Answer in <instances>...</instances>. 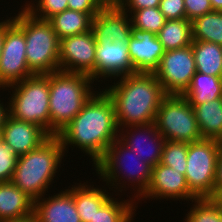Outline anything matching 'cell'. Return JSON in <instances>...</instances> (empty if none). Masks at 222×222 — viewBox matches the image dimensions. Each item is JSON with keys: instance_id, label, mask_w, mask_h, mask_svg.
Returning a JSON list of instances; mask_svg holds the SVG:
<instances>
[{"instance_id": "obj_17", "label": "cell", "mask_w": 222, "mask_h": 222, "mask_svg": "<svg viewBox=\"0 0 222 222\" xmlns=\"http://www.w3.org/2000/svg\"><path fill=\"white\" fill-rule=\"evenodd\" d=\"M129 127H130V130L126 129V132H127L126 134H123L124 131L119 132L118 137H120V138H118V139L124 145H126L128 148L132 149L140 158H142L143 162L149 163L150 165H152L154 167L161 160V155H162L163 147H164L166 140L163 138V136L157 130L155 123H151V124H147V125L127 126V128H129ZM129 131H130V133H129ZM144 134H146V135H144ZM145 136H147L149 138L147 139V137H145ZM141 138H143V140ZM144 139L145 140L147 139V140L144 141ZM141 141H143V142L149 141V143H151V145L149 143L147 144V147L150 145V147L148 149H146L147 152L145 151L146 143L144 144Z\"/></svg>"}, {"instance_id": "obj_9", "label": "cell", "mask_w": 222, "mask_h": 222, "mask_svg": "<svg viewBox=\"0 0 222 222\" xmlns=\"http://www.w3.org/2000/svg\"><path fill=\"white\" fill-rule=\"evenodd\" d=\"M220 141L201 139L188 143L185 179L197 198H211L215 193V177Z\"/></svg>"}, {"instance_id": "obj_25", "label": "cell", "mask_w": 222, "mask_h": 222, "mask_svg": "<svg viewBox=\"0 0 222 222\" xmlns=\"http://www.w3.org/2000/svg\"><path fill=\"white\" fill-rule=\"evenodd\" d=\"M191 46L196 63V71L222 77V46L200 40H193Z\"/></svg>"}, {"instance_id": "obj_13", "label": "cell", "mask_w": 222, "mask_h": 222, "mask_svg": "<svg viewBox=\"0 0 222 222\" xmlns=\"http://www.w3.org/2000/svg\"><path fill=\"white\" fill-rule=\"evenodd\" d=\"M95 55L94 79L96 80L100 77L116 78L137 73L129 57L128 42H112L107 39L97 43Z\"/></svg>"}, {"instance_id": "obj_28", "label": "cell", "mask_w": 222, "mask_h": 222, "mask_svg": "<svg viewBox=\"0 0 222 222\" xmlns=\"http://www.w3.org/2000/svg\"><path fill=\"white\" fill-rule=\"evenodd\" d=\"M131 202L133 203V200L118 202L114 200V197H111L99 208L91 222H131L134 219V209L137 208Z\"/></svg>"}, {"instance_id": "obj_6", "label": "cell", "mask_w": 222, "mask_h": 222, "mask_svg": "<svg viewBox=\"0 0 222 222\" xmlns=\"http://www.w3.org/2000/svg\"><path fill=\"white\" fill-rule=\"evenodd\" d=\"M9 115L13 118L34 123L50 135L49 74L33 75L11 85Z\"/></svg>"}, {"instance_id": "obj_41", "label": "cell", "mask_w": 222, "mask_h": 222, "mask_svg": "<svg viewBox=\"0 0 222 222\" xmlns=\"http://www.w3.org/2000/svg\"><path fill=\"white\" fill-rule=\"evenodd\" d=\"M6 222H40L39 218L33 213L27 217L16 219V220H11V221H6Z\"/></svg>"}, {"instance_id": "obj_4", "label": "cell", "mask_w": 222, "mask_h": 222, "mask_svg": "<svg viewBox=\"0 0 222 222\" xmlns=\"http://www.w3.org/2000/svg\"><path fill=\"white\" fill-rule=\"evenodd\" d=\"M90 76L55 71L49 74L50 136L66 127L94 94Z\"/></svg>"}, {"instance_id": "obj_30", "label": "cell", "mask_w": 222, "mask_h": 222, "mask_svg": "<svg viewBox=\"0 0 222 222\" xmlns=\"http://www.w3.org/2000/svg\"><path fill=\"white\" fill-rule=\"evenodd\" d=\"M184 222H222V210L211 198L193 200Z\"/></svg>"}, {"instance_id": "obj_21", "label": "cell", "mask_w": 222, "mask_h": 222, "mask_svg": "<svg viewBox=\"0 0 222 222\" xmlns=\"http://www.w3.org/2000/svg\"><path fill=\"white\" fill-rule=\"evenodd\" d=\"M203 139L222 141V97L191 105Z\"/></svg>"}, {"instance_id": "obj_7", "label": "cell", "mask_w": 222, "mask_h": 222, "mask_svg": "<svg viewBox=\"0 0 222 222\" xmlns=\"http://www.w3.org/2000/svg\"><path fill=\"white\" fill-rule=\"evenodd\" d=\"M130 156L134 157H131L132 158L131 159ZM129 159L133 160L132 163L135 161L136 162L133 163L134 168L129 167L127 170L128 166L125 165L126 164L125 162L126 161L129 162ZM94 167L96 168L95 170L97 174L101 177V179L108 183V184L106 183V185L112 184L110 186L113 187L120 186V189L124 188V186H122L120 182L122 178L125 179L127 178V180L132 184L134 182V184L131 186L138 184L137 186L136 185L134 186L135 188H137L138 192L136 193L138 194H136V196H133L136 197L137 199L138 196L140 197L149 186L153 171L152 165L143 162L142 158H140L132 149L124 145L119 139H116L114 142L111 143V145L107 148L103 157L94 165ZM123 170H125V173L129 172L128 174H126L128 177L124 176L125 173L122 172ZM121 173L123 174L121 175Z\"/></svg>"}, {"instance_id": "obj_22", "label": "cell", "mask_w": 222, "mask_h": 222, "mask_svg": "<svg viewBox=\"0 0 222 222\" xmlns=\"http://www.w3.org/2000/svg\"><path fill=\"white\" fill-rule=\"evenodd\" d=\"M78 185V186H77ZM74 185V203L81 222H91L94 216L110 198L111 195L105 193L101 188H95L94 185L77 184ZM89 186V187H88Z\"/></svg>"}, {"instance_id": "obj_5", "label": "cell", "mask_w": 222, "mask_h": 222, "mask_svg": "<svg viewBox=\"0 0 222 222\" xmlns=\"http://www.w3.org/2000/svg\"><path fill=\"white\" fill-rule=\"evenodd\" d=\"M12 18L24 31L29 70L34 75H46L59 71L60 39L51 23L34 17L25 8H21V11Z\"/></svg>"}, {"instance_id": "obj_20", "label": "cell", "mask_w": 222, "mask_h": 222, "mask_svg": "<svg viewBox=\"0 0 222 222\" xmlns=\"http://www.w3.org/2000/svg\"><path fill=\"white\" fill-rule=\"evenodd\" d=\"M34 213V200L12 181L0 182V222L27 217Z\"/></svg>"}, {"instance_id": "obj_18", "label": "cell", "mask_w": 222, "mask_h": 222, "mask_svg": "<svg viewBox=\"0 0 222 222\" xmlns=\"http://www.w3.org/2000/svg\"><path fill=\"white\" fill-rule=\"evenodd\" d=\"M127 12L119 6H104L92 20L96 43L110 41L128 42L131 36V21Z\"/></svg>"}, {"instance_id": "obj_33", "label": "cell", "mask_w": 222, "mask_h": 222, "mask_svg": "<svg viewBox=\"0 0 222 222\" xmlns=\"http://www.w3.org/2000/svg\"><path fill=\"white\" fill-rule=\"evenodd\" d=\"M18 156L3 141L0 143V182L12 180Z\"/></svg>"}, {"instance_id": "obj_44", "label": "cell", "mask_w": 222, "mask_h": 222, "mask_svg": "<svg viewBox=\"0 0 222 222\" xmlns=\"http://www.w3.org/2000/svg\"><path fill=\"white\" fill-rule=\"evenodd\" d=\"M213 10L222 11V0H210Z\"/></svg>"}, {"instance_id": "obj_39", "label": "cell", "mask_w": 222, "mask_h": 222, "mask_svg": "<svg viewBox=\"0 0 222 222\" xmlns=\"http://www.w3.org/2000/svg\"><path fill=\"white\" fill-rule=\"evenodd\" d=\"M3 102H0V132H2V128L4 127L5 120L9 115V106L4 107Z\"/></svg>"}, {"instance_id": "obj_8", "label": "cell", "mask_w": 222, "mask_h": 222, "mask_svg": "<svg viewBox=\"0 0 222 222\" xmlns=\"http://www.w3.org/2000/svg\"><path fill=\"white\" fill-rule=\"evenodd\" d=\"M154 123L167 141L191 143L203 139L193 108L183 95H166Z\"/></svg>"}, {"instance_id": "obj_35", "label": "cell", "mask_w": 222, "mask_h": 222, "mask_svg": "<svg viewBox=\"0 0 222 222\" xmlns=\"http://www.w3.org/2000/svg\"><path fill=\"white\" fill-rule=\"evenodd\" d=\"M186 19L193 21L204 14L213 11L210 0H184Z\"/></svg>"}, {"instance_id": "obj_2", "label": "cell", "mask_w": 222, "mask_h": 222, "mask_svg": "<svg viewBox=\"0 0 222 222\" xmlns=\"http://www.w3.org/2000/svg\"><path fill=\"white\" fill-rule=\"evenodd\" d=\"M103 90L114 103L116 121L118 128L123 126L122 131L130 125L154 123L166 96L155 74L145 72L122 76L116 84Z\"/></svg>"}, {"instance_id": "obj_42", "label": "cell", "mask_w": 222, "mask_h": 222, "mask_svg": "<svg viewBox=\"0 0 222 222\" xmlns=\"http://www.w3.org/2000/svg\"><path fill=\"white\" fill-rule=\"evenodd\" d=\"M103 6H118L123 0H99Z\"/></svg>"}, {"instance_id": "obj_38", "label": "cell", "mask_w": 222, "mask_h": 222, "mask_svg": "<svg viewBox=\"0 0 222 222\" xmlns=\"http://www.w3.org/2000/svg\"><path fill=\"white\" fill-rule=\"evenodd\" d=\"M222 187V143L220 142L219 154L217 159L215 192Z\"/></svg>"}, {"instance_id": "obj_36", "label": "cell", "mask_w": 222, "mask_h": 222, "mask_svg": "<svg viewBox=\"0 0 222 222\" xmlns=\"http://www.w3.org/2000/svg\"><path fill=\"white\" fill-rule=\"evenodd\" d=\"M68 9L88 13L94 18L104 7L99 0H68Z\"/></svg>"}, {"instance_id": "obj_14", "label": "cell", "mask_w": 222, "mask_h": 222, "mask_svg": "<svg viewBox=\"0 0 222 222\" xmlns=\"http://www.w3.org/2000/svg\"><path fill=\"white\" fill-rule=\"evenodd\" d=\"M147 197L160 200L161 198L192 201L197 199L188 188L185 175L160 162L153 167L149 186L139 199Z\"/></svg>"}, {"instance_id": "obj_32", "label": "cell", "mask_w": 222, "mask_h": 222, "mask_svg": "<svg viewBox=\"0 0 222 222\" xmlns=\"http://www.w3.org/2000/svg\"><path fill=\"white\" fill-rule=\"evenodd\" d=\"M37 2L38 5L25 3L24 8L34 17L42 20H48L53 15L68 9V0H38Z\"/></svg>"}, {"instance_id": "obj_34", "label": "cell", "mask_w": 222, "mask_h": 222, "mask_svg": "<svg viewBox=\"0 0 222 222\" xmlns=\"http://www.w3.org/2000/svg\"><path fill=\"white\" fill-rule=\"evenodd\" d=\"M159 10L166 20L186 19L184 0H160Z\"/></svg>"}, {"instance_id": "obj_26", "label": "cell", "mask_w": 222, "mask_h": 222, "mask_svg": "<svg viewBox=\"0 0 222 222\" xmlns=\"http://www.w3.org/2000/svg\"><path fill=\"white\" fill-rule=\"evenodd\" d=\"M165 51L174 50L192 44V23L187 19L166 20L157 34Z\"/></svg>"}, {"instance_id": "obj_19", "label": "cell", "mask_w": 222, "mask_h": 222, "mask_svg": "<svg viewBox=\"0 0 222 222\" xmlns=\"http://www.w3.org/2000/svg\"><path fill=\"white\" fill-rule=\"evenodd\" d=\"M41 198L34 201V214L40 222H81L74 203V186L47 199Z\"/></svg>"}, {"instance_id": "obj_40", "label": "cell", "mask_w": 222, "mask_h": 222, "mask_svg": "<svg viewBox=\"0 0 222 222\" xmlns=\"http://www.w3.org/2000/svg\"><path fill=\"white\" fill-rule=\"evenodd\" d=\"M211 199L218 205V207L222 210V187L219 188Z\"/></svg>"}, {"instance_id": "obj_43", "label": "cell", "mask_w": 222, "mask_h": 222, "mask_svg": "<svg viewBox=\"0 0 222 222\" xmlns=\"http://www.w3.org/2000/svg\"><path fill=\"white\" fill-rule=\"evenodd\" d=\"M3 42H4V21H0V57L3 49Z\"/></svg>"}, {"instance_id": "obj_31", "label": "cell", "mask_w": 222, "mask_h": 222, "mask_svg": "<svg viewBox=\"0 0 222 222\" xmlns=\"http://www.w3.org/2000/svg\"><path fill=\"white\" fill-rule=\"evenodd\" d=\"M188 143L165 141L160 163L171 167L181 174L186 173Z\"/></svg>"}, {"instance_id": "obj_10", "label": "cell", "mask_w": 222, "mask_h": 222, "mask_svg": "<svg viewBox=\"0 0 222 222\" xmlns=\"http://www.w3.org/2000/svg\"><path fill=\"white\" fill-rule=\"evenodd\" d=\"M33 75L27 64L24 31L12 17L4 20V42L0 57L1 89L9 88Z\"/></svg>"}, {"instance_id": "obj_3", "label": "cell", "mask_w": 222, "mask_h": 222, "mask_svg": "<svg viewBox=\"0 0 222 222\" xmlns=\"http://www.w3.org/2000/svg\"><path fill=\"white\" fill-rule=\"evenodd\" d=\"M64 154L61 140L51 136L37 149L17 158L12 183L34 201L45 196Z\"/></svg>"}, {"instance_id": "obj_16", "label": "cell", "mask_w": 222, "mask_h": 222, "mask_svg": "<svg viewBox=\"0 0 222 222\" xmlns=\"http://www.w3.org/2000/svg\"><path fill=\"white\" fill-rule=\"evenodd\" d=\"M2 141L19 157L40 147L51 136L40 126L8 115L2 128Z\"/></svg>"}, {"instance_id": "obj_45", "label": "cell", "mask_w": 222, "mask_h": 222, "mask_svg": "<svg viewBox=\"0 0 222 222\" xmlns=\"http://www.w3.org/2000/svg\"><path fill=\"white\" fill-rule=\"evenodd\" d=\"M2 142V133L0 132V143Z\"/></svg>"}, {"instance_id": "obj_11", "label": "cell", "mask_w": 222, "mask_h": 222, "mask_svg": "<svg viewBox=\"0 0 222 222\" xmlns=\"http://www.w3.org/2000/svg\"><path fill=\"white\" fill-rule=\"evenodd\" d=\"M196 73L192 46L165 51L154 71L166 95H183Z\"/></svg>"}, {"instance_id": "obj_37", "label": "cell", "mask_w": 222, "mask_h": 222, "mask_svg": "<svg viewBox=\"0 0 222 222\" xmlns=\"http://www.w3.org/2000/svg\"><path fill=\"white\" fill-rule=\"evenodd\" d=\"M160 0H123L118 6L125 12L159 7ZM129 7V8H128ZM130 9V10H129Z\"/></svg>"}, {"instance_id": "obj_12", "label": "cell", "mask_w": 222, "mask_h": 222, "mask_svg": "<svg viewBox=\"0 0 222 222\" xmlns=\"http://www.w3.org/2000/svg\"><path fill=\"white\" fill-rule=\"evenodd\" d=\"M96 39L92 29L60 40V71L88 75L94 80Z\"/></svg>"}, {"instance_id": "obj_23", "label": "cell", "mask_w": 222, "mask_h": 222, "mask_svg": "<svg viewBox=\"0 0 222 222\" xmlns=\"http://www.w3.org/2000/svg\"><path fill=\"white\" fill-rule=\"evenodd\" d=\"M183 96L190 105H199L222 97V77L200 72L194 74L191 84Z\"/></svg>"}, {"instance_id": "obj_27", "label": "cell", "mask_w": 222, "mask_h": 222, "mask_svg": "<svg viewBox=\"0 0 222 222\" xmlns=\"http://www.w3.org/2000/svg\"><path fill=\"white\" fill-rule=\"evenodd\" d=\"M191 23L193 40L213 42L222 46V11L213 10Z\"/></svg>"}, {"instance_id": "obj_24", "label": "cell", "mask_w": 222, "mask_h": 222, "mask_svg": "<svg viewBox=\"0 0 222 222\" xmlns=\"http://www.w3.org/2000/svg\"><path fill=\"white\" fill-rule=\"evenodd\" d=\"M92 20L93 18L88 13L69 9L48 19L60 40L90 31L92 29Z\"/></svg>"}, {"instance_id": "obj_15", "label": "cell", "mask_w": 222, "mask_h": 222, "mask_svg": "<svg viewBox=\"0 0 222 222\" xmlns=\"http://www.w3.org/2000/svg\"><path fill=\"white\" fill-rule=\"evenodd\" d=\"M128 51L135 71L145 73H154L165 53L157 35L133 27L128 40Z\"/></svg>"}, {"instance_id": "obj_1", "label": "cell", "mask_w": 222, "mask_h": 222, "mask_svg": "<svg viewBox=\"0 0 222 222\" xmlns=\"http://www.w3.org/2000/svg\"><path fill=\"white\" fill-rule=\"evenodd\" d=\"M118 129L114 103L105 91H100L89 98L57 137L61 140L64 152L68 144L76 146L87 153L95 165L111 143L119 138L121 129Z\"/></svg>"}, {"instance_id": "obj_29", "label": "cell", "mask_w": 222, "mask_h": 222, "mask_svg": "<svg viewBox=\"0 0 222 222\" xmlns=\"http://www.w3.org/2000/svg\"><path fill=\"white\" fill-rule=\"evenodd\" d=\"M130 15L132 16L130 21L133 28L148 31L155 35L159 33L166 22V18L160 12L159 7L135 10Z\"/></svg>"}]
</instances>
